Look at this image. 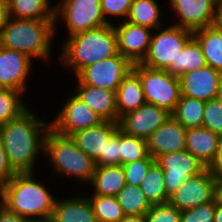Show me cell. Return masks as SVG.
Instances as JSON below:
<instances>
[{
	"label": "cell",
	"instance_id": "16",
	"mask_svg": "<svg viewBox=\"0 0 222 222\" xmlns=\"http://www.w3.org/2000/svg\"><path fill=\"white\" fill-rule=\"evenodd\" d=\"M170 115L165 109L145 103L123 115L119 119V127L128 135L146 140Z\"/></svg>",
	"mask_w": 222,
	"mask_h": 222
},
{
	"label": "cell",
	"instance_id": "19",
	"mask_svg": "<svg viewBox=\"0 0 222 222\" xmlns=\"http://www.w3.org/2000/svg\"><path fill=\"white\" fill-rule=\"evenodd\" d=\"M119 122L103 121L97 126L76 131L70 136L95 164L105 155L106 143L119 129Z\"/></svg>",
	"mask_w": 222,
	"mask_h": 222
},
{
	"label": "cell",
	"instance_id": "25",
	"mask_svg": "<svg viewBox=\"0 0 222 222\" xmlns=\"http://www.w3.org/2000/svg\"><path fill=\"white\" fill-rule=\"evenodd\" d=\"M6 3L9 17L55 20V6L51 4L50 0H6Z\"/></svg>",
	"mask_w": 222,
	"mask_h": 222
},
{
	"label": "cell",
	"instance_id": "30",
	"mask_svg": "<svg viewBox=\"0 0 222 222\" xmlns=\"http://www.w3.org/2000/svg\"><path fill=\"white\" fill-rule=\"evenodd\" d=\"M140 188L150 205L169 202L170 197L164 185V173L156 161L148 169Z\"/></svg>",
	"mask_w": 222,
	"mask_h": 222
},
{
	"label": "cell",
	"instance_id": "44",
	"mask_svg": "<svg viewBox=\"0 0 222 222\" xmlns=\"http://www.w3.org/2000/svg\"><path fill=\"white\" fill-rule=\"evenodd\" d=\"M212 26L222 31V0H217Z\"/></svg>",
	"mask_w": 222,
	"mask_h": 222
},
{
	"label": "cell",
	"instance_id": "4",
	"mask_svg": "<svg viewBox=\"0 0 222 222\" xmlns=\"http://www.w3.org/2000/svg\"><path fill=\"white\" fill-rule=\"evenodd\" d=\"M56 25L55 20L8 17L0 37V46L22 52L32 60L42 59L48 64L52 58V41L58 30Z\"/></svg>",
	"mask_w": 222,
	"mask_h": 222
},
{
	"label": "cell",
	"instance_id": "50",
	"mask_svg": "<svg viewBox=\"0 0 222 222\" xmlns=\"http://www.w3.org/2000/svg\"><path fill=\"white\" fill-rule=\"evenodd\" d=\"M31 222H53V221L51 220V218H49V219H42V220H32Z\"/></svg>",
	"mask_w": 222,
	"mask_h": 222
},
{
	"label": "cell",
	"instance_id": "34",
	"mask_svg": "<svg viewBox=\"0 0 222 222\" xmlns=\"http://www.w3.org/2000/svg\"><path fill=\"white\" fill-rule=\"evenodd\" d=\"M148 155L146 140L120 129V165L144 159Z\"/></svg>",
	"mask_w": 222,
	"mask_h": 222
},
{
	"label": "cell",
	"instance_id": "17",
	"mask_svg": "<svg viewBox=\"0 0 222 222\" xmlns=\"http://www.w3.org/2000/svg\"><path fill=\"white\" fill-rule=\"evenodd\" d=\"M186 131L172 115L146 139L147 151L155 160L164 154L185 150Z\"/></svg>",
	"mask_w": 222,
	"mask_h": 222
},
{
	"label": "cell",
	"instance_id": "9",
	"mask_svg": "<svg viewBox=\"0 0 222 222\" xmlns=\"http://www.w3.org/2000/svg\"><path fill=\"white\" fill-rule=\"evenodd\" d=\"M134 64L119 52L107 59L84 68L77 76V84H87L116 91Z\"/></svg>",
	"mask_w": 222,
	"mask_h": 222
},
{
	"label": "cell",
	"instance_id": "48",
	"mask_svg": "<svg viewBox=\"0 0 222 222\" xmlns=\"http://www.w3.org/2000/svg\"><path fill=\"white\" fill-rule=\"evenodd\" d=\"M214 222H222V203L215 200V217Z\"/></svg>",
	"mask_w": 222,
	"mask_h": 222
},
{
	"label": "cell",
	"instance_id": "47",
	"mask_svg": "<svg viewBox=\"0 0 222 222\" xmlns=\"http://www.w3.org/2000/svg\"><path fill=\"white\" fill-rule=\"evenodd\" d=\"M119 222H145L144 215H125Z\"/></svg>",
	"mask_w": 222,
	"mask_h": 222
},
{
	"label": "cell",
	"instance_id": "8",
	"mask_svg": "<svg viewBox=\"0 0 222 222\" xmlns=\"http://www.w3.org/2000/svg\"><path fill=\"white\" fill-rule=\"evenodd\" d=\"M60 20L67 27L68 37L108 24L102 14L101 0H59L55 3V22L59 24Z\"/></svg>",
	"mask_w": 222,
	"mask_h": 222
},
{
	"label": "cell",
	"instance_id": "11",
	"mask_svg": "<svg viewBox=\"0 0 222 222\" xmlns=\"http://www.w3.org/2000/svg\"><path fill=\"white\" fill-rule=\"evenodd\" d=\"M63 103L51 127L64 135H71L76 131L97 126L104 120L86 105L75 93H72Z\"/></svg>",
	"mask_w": 222,
	"mask_h": 222
},
{
	"label": "cell",
	"instance_id": "28",
	"mask_svg": "<svg viewBox=\"0 0 222 222\" xmlns=\"http://www.w3.org/2000/svg\"><path fill=\"white\" fill-rule=\"evenodd\" d=\"M206 60L198 41L192 36L177 57V66H169L166 70L175 77L198 70L206 66Z\"/></svg>",
	"mask_w": 222,
	"mask_h": 222
},
{
	"label": "cell",
	"instance_id": "43",
	"mask_svg": "<svg viewBox=\"0 0 222 222\" xmlns=\"http://www.w3.org/2000/svg\"><path fill=\"white\" fill-rule=\"evenodd\" d=\"M32 220L17 213L8 211L0 204V222H31Z\"/></svg>",
	"mask_w": 222,
	"mask_h": 222
},
{
	"label": "cell",
	"instance_id": "37",
	"mask_svg": "<svg viewBox=\"0 0 222 222\" xmlns=\"http://www.w3.org/2000/svg\"><path fill=\"white\" fill-rule=\"evenodd\" d=\"M202 127L222 136V104L217 99L205 101Z\"/></svg>",
	"mask_w": 222,
	"mask_h": 222
},
{
	"label": "cell",
	"instance_id": "10",
	"mask_svg": "<svg viewBox=\"0 0 222 222\" xmlns=\"http://www.w3.org/2000/svg\"><path fill=\"white\" fill-rule=\"evenodd\" d=\"M164 173V185L170 197L188 178L201 173L206 167L186 149L159 156L156 160Z\"/></svg>",
	"mask_w": 222,
	"mask_h": 222
},
{
	"label": "cell",
	"instance_id": "5",
	"mask_svg": "<svg viewBox=\"0 0 222 222\" xmlns=\"http://www.w3.org/2000/svg\"><path fill=\"white\" fill-rule=\"evenodd\" d=\"M44 156L56 174L86 185L92 180L95 161L75 144L70 135L61 134L51 126L45 138Z\"/></svg>",
	"mask_w": 222,
	"mask_h": 222
},
{
	"label": "cell",
	"instance_id": "20",
	"mask_svg": "<svg viewBox=\"0 0 222 222\" xmlns=\"http://www.w3.org/2000/svg\"><path fill=\"white\" fill-rule=\"evenodd\" d=\"M74 93L104 121L117 122L116 91L77 84Z\"/></svg>",
	"mask_w": 222,
	"mask_h": 222
},
{
	"label": "cell",
	"instance_id": "36",
	"mask_svg": "<svg viewBox=\"0 0 222 222\" xmlns=\"http://www.w3.org/2000/svg\"><path fill=\"white\" fill-rule=\"evenodd\" d=\"M181 211L170 202L151 205L144 214L145 222H180Z\"/></svg>",
	"mask_w": 222,
	"mask_h": 222
},
{
	"label": "cell",
	"instance_id": "7",
	"mask_svg": "<svg viewBox=\"0 0 222 222\" xmlns=\"http://www.w3.org/2000/svg\"><path fill=\"white\" fill-rule=\"evenodd\" d=\"M153 32L148 53L141 64L160 70L177 66V57L193 36V31L170 24L167 28L162 26Z\"/></svg>",
	"mask_w": 222,
	"mask_h": 222
},
{
	"label": "cell",
	"instance_id": "13",
	"mask_svg": "<svg viewBox=\"0 0 222 222\" xmlns=\"http://www.w3.org/2000/svg\"><path fill=\"white\" fill-rule=\"evenodd\" d=\"M33 62L22 52L0 46V87L26 94L27 80L33 73Z\"/></svg>",
	"mask_w": 222,
	"mask_h": 222
},
{
	"label": "cell",
	"instance_id": "26",
	"mask_svg": "<svg viewBox=\"0 0 222 222\" xmlns=\"http://www.w3.org/2000/svg\"><path fill=\"white\" fill-rule=\"evenodd\" d=\"M193 37L198 41L207 65L222 73V31L207 26L193 31Z\"/></svg>",
	"mask_w": 222,
	"mask_h": 222
},
{
	"label": "cell",
	"instance_id": "2",
	"mask_svg": "<svg viewBox=\"0 0 222 222\" xmlns=\"http://www.w3.org/2000/svg\"><path fill=\"white\" fill-rule=\"evenodd\" d=\"M34 176V172L16 173L0 187V204L31 220L49 219L57 196L54 197L51 189Z\"/></svg>",
	"mask_w": 222,
	"mask_h": 222
},
{
	"label": "cell",
	"instance_id": "35",
	"mask_svg": "<svg viewBox=\"0 0 222 222\" xmlns=\"http://www.w3.org/2000/svg\"><path fill=\"white\" fill-rule=\"evenodd\" d=\"M154 162L155 159L148 154L144 159L122 165L125 173L126 184L140 186L148 169Z\"/></svg>",
	"mask_w": 222,
	"mask_h": 222
},
{
	"label": "cell",
	"instance_id": "41",
	"mask_svg": "<svg viewBox=\"0 0 222 222\" xmlns=\"http://www.w3.org/2000/svg\"><path fill=\"white\" fill-rule=\"evenodd\" d=\"M16 172L10 166L3 141L0 136V187L6 184Z\"/></svg>",
	"mask_w": 222,
	"mask_h": 222
},
{
	"label": "cell",
	"instance_id": "1",
	"mask_svg": "<svg viewBox=\"0 0 222 222\" xmlns=\"http://www.w3.org/2000/svg\"><path fill=\"white\" fill-rule=\"evenodd\" d=\"M51 123L41 120L28 108L19 117L0 126L10 166L16 173L35 172L40 153L44 154L45 138Z\"/></svg>",
	"mask_w": 222,
	"mask_h": 222
},
{
	"label": "cell",
	"instance_id": "46",
	"mask_svg": "<svg viewBox=\"0 0 222 222\" xmlns=\"http://www.w3.org/2000/svg\"><path fill=\"white\" fill-rule=\"evenodd\" d=\"M215 200L222 203V177L215 178Z\"/></svg>",
	"mask_w": 222,
	"mask_h": 222
},
{
	"label": "cell",
	"instance_id": "27",
	"mask_svg": "<svg viewBox=\"0 0 222 222\" xmlns=\"http://www.w3.org/2000/svg\"><path fill=\"white\" fill-rule=\"evenodd\" d=\"M156 0H134L126 21L155 30L164 25L162 14ZM162 20V21H161Z\"/></svg>",
	"mask_w": 222,
	"mask_h": 222
},
{
	"label": "cell",
	"instance_id": "45",
	"mask_svg": "<svg viewBox=\"0 0 222 222\" xmlns=\"http://www.w3.org/2000/svg\"><path fill=\"white\" fill-rule=\"evenodd\" d=\"M8 17L9 16L6 0H0V37Z\"/></svg>",
	"mask_w": 222,
	"mask_h": 222
},
{
	"label": "cell",
	"instance_id": "12",
	"mask_svg": "<svg viewBox=\"0 0 222 222\" xmlns=\"http://www.w3.org/2000/svg\"><path fill=\"white\" fill-rule=\"evenodd\" d=\"M215 199V178L205 168L188 178L171 196L169 202L180 211L193 209Z\"/></svg>",
	"mask_w": 222,
	"mask_h": 222
},
{
	"label": "cell",
	"instance_id": "49",
	"mask_svg": "<svg viewBox=\"0 0 222 222\" xmlns=\"http://www.w3.org/2000/svg\"><path fill=\"white\" fill-rule=\"evenodd\" d=\"M216 99L222 104V80L218 89L217 97Z\"/></svg>",
	"mask_w": 222,
	"mask_h": 222
},
{
	"label": "cell",
	"instance_id": "24",
	"mask_svg": "<svg viewBox=\"0 0 222 222\" xmlns=\"http://www.w3.org/2000/svg\"><path fill=\"white\" fill-rule=\"evenodd\" d=\"M88 185L94 188V195L116 196L126 185L122 165L96 166Z\"/></svg>",
	"mask_w": 222,
	"mask_h": 222
},
{
	"label": "cell",
	"instance_id": "23",
	"mask_svg": "<svg viewBox=\"0 0 222 222\" xmlns=\"http://www.w3.org/2000/svg\"><path fill=\"white\" fill-rule=\"evenodd\" d=\"M146 103L139 75L132 69L116 90L117 122L130 111Z\"/></svg>",
	"mask_w": 222,
	"mask_h": 222
},
{
	"label": "cell",
	"instance_id": "39",
	"mask_svg": "<svg viewBox=\"0 0 222 222\" xmlns=\"http://www.w3.org/2000/svg\"><path fill=\"white\" fill-rule=\"evenodd\" d=\"M215 199L193 209L182 210L180 222H214Z\"/></svg>",
	"mask_w": 222,
	"mask_h": 222
},
{
	"label": "cell",
	"instance_id": "6",
	"mask_svg": "<svg viewBox=\"0 0 222 222\" xmlns=\"http://www.w3.org/2000/svg\"><path fill=\"white\" fill-rule=\"evenodd\" d=\"M146 103L154 104L172 114L181 96L180 80L167 70L152 69L136 63Z\"/></svg>",
	"mask_w": 222,
	"mask_h": 222
},
{
	"label": "cell",
	"instance_id": "18",
	"mask_svg": "<svg viewBox=\"0 0 222 222\" xmlns=\"http://www.w3.org/2000/svg\"><path fill=\"white\" fill-rule=\"evenodd\" d=\"M179 80L182 96L209 101L217 97L222 73L206 65L183 74Z\"/></svg>",
	"mask_w": 222,
	"mask_h": 222
},
{
	"label": "cell",
	"instance_id": "40",
	"mask_svg": "<svg viewBox=\"0 0 222 222\" xmlns=\"http://www.w3.org/2000/svg\"><path fill=\"white\" fill-rule=\"evenodd\" d=\"M120 165V128L107 141L105 155L96 163V166Z\"/></svg>",
	"mask_w": 222,
	"mask_h": 222
},
{
	"label": "cell",
	"instance_id": "33",
	"mask_svg": "<svg viewBox=\"0 0 222 222\" xmlns=\"http://www.w3.org/2000/svg\"><path fill=\"white\" fill-rule=\"evenodd\" d=\"M88 199L98 222H119L125 216L116 196L89 194Z\"/></svg>",
	"mask_w": 222,
	"mask_h": 222
},
{
	"label": "cell",
	"instance_id": "15",
	"mask_svg": "<svg viewBox=\"0 0 222 222\" xmlns=\"http://www.w3.org/2000/svg\"><path fill=\"white\" fill-rule=\"evenodd\" d=\"M177 22L173 25L190 31L212 26L217 0H169Z\"/></svg>",
	"mask_w": 222,
	"mask_h": 222
},
{
	"label": "cell",
	"instance_id": "29",
	"mask_svg": "<svg viewBox=\"0 0 222 222\" xmlns=\"http://www.w3.org/2000/svg\"><path fill=\"white\" fill-rule=\"evenodd\" d=\"M204 107L205 101L181 95L171 115L186 129L201 127Z\"/></svg>",
	"mask_w": 222,
	"mask_h": 222
},
{
	"label": "cell",
	"instance_id": "14",
	"mask_svg": "<svg viewBox=\"0 0 222 222\" xmlns=\"http://www.w3.org/2000/svg\"><path fill=\"white\" fill-rule=\"evenodd\" d=\"M118 24H113L118 52L133 64L141 63L148 53L153 30L129 21Z\"/></svg>",
	"mask_w": 222,
	"mask_h": 222
},
{
	"label": "cell",
	"instance_id": "32",
	"mask_svg": "<svg viewBox=\"0 0 222 222\" xmlns=\"http://www.w3.org/2000/svg\"><path fill=\"white\" fill-rule=\"evenodd\" d=\"M23 95L17 90L0 87V126L16 119L29 108L22 100Z\"/></svg>",
	"mask_w": 222,
	"mask_h": 222
},
{
	"label": "cell",
	"instance_id": "31",
	"mask_svg": "<svg viewBox=\"0 0 222 222\" xmlns=\"http://www.w3.org/2000/svg\"><path fill=\"white\" fill-rule=\"evenodd\" d=\"M116 198L125 215H144L151 208L140 186L126 184Z\"/></svg>",
	"mask_w": 222,
	"mask_h": 222
},
{
	"label": "cell",
	"instance_id": "42",
	"mask_svg": "<svg viewBox=\"0 0 222 222\" xmlns=\"http://www.w3.org/2000/svg\"><path fill=\"white\" fill-rule=\"evenodd\" d=\"M206 169L214 176V178L222 177V136L215 156Z\"/></svg>",
	"mask_w": 222,
	"mask_h": 222
},
{
	"label": "cell",
	"instance_id": "22",
	"mask_svg": "<svg viewBox=\"0 0 222 222\" xmlns=\"http://www.w3.org/2000/svg\"><path fill=\"white\" fill-rule=\"evenodd\" d=\"M220 139L219 134L205 127L189 128L186 131L185 149L207 167L215 156Z\"/></svg>",
	"mask_w": 222,
	"mask_h": 222
},
{
	"label": "cell",
	"instance_id": "38",
	"mask_svg": "<svg viewBox=\"0 0 222 222\" xmlns=\"http://www.w3.org/2000/svg\"><path fill=\"white\" fill-rule=\"evenodd\" d=\"M134 0H101L102 14L108 24H114L109 16L120 18L119 22L126 21L130 7ZM122 18V19H121Z\"/></svg>",
	"mask_w": 222,
	"mask_h": 222
},
{
	"label": "cell",
	"instance_id": "3",
	"mask_svg": "<svg viewBox=\"0 0 222 222\" xmlns=\"http://www.w3.org/2000/svg\"><path fill=\"white\" fill-rule=\"evenodd\" d=\"M61 47L60 63L73 71L75 77L87 66L118 53L113 24L90 29L70 36Z\"/></svg>",
	"mask_w": 222,
	"mask_h": 222
},
{
	"label": "cell",
	"instance_id": "21",
	"mask_svg": "<svg viewBox=\"0 0 222 222\" xmlns=\"http://www.w3.org/2000/svg\"><path fill=\"white\" fill-rule=\"evenodd\" d=\"M53 222H98L87 196L56 198L53 213Z\"/></svg>",
	"mask_w": 222,
	"mask_h": 222
}]
</instances>
